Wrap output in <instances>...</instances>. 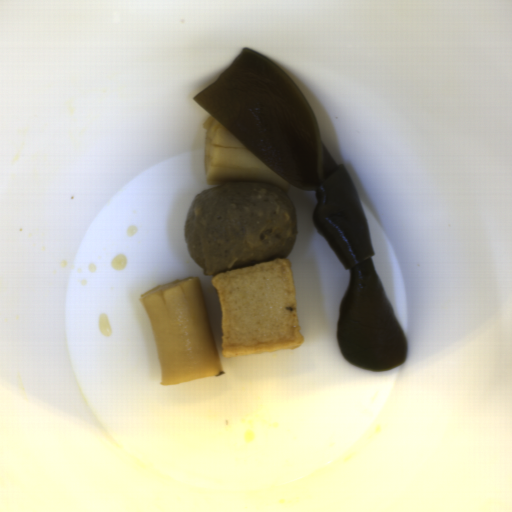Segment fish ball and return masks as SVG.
<instances>
[{
  "label": "fish ball",
  "mask_w": 512,
  "mask_h": 512,
  "mask_svg": "<svg viewBox=\"0 0 512 512\" xmlns=\"http://www.w3.org/2000/svg\"><path fill=\"white\" fill-rule=\"evenodd\" d=\"M211 283L221 310L225 357L288 350L304 343L289 259L227 270Z\"/></svg>",
  "instance_id": "obj_1"
}]
</instances>
